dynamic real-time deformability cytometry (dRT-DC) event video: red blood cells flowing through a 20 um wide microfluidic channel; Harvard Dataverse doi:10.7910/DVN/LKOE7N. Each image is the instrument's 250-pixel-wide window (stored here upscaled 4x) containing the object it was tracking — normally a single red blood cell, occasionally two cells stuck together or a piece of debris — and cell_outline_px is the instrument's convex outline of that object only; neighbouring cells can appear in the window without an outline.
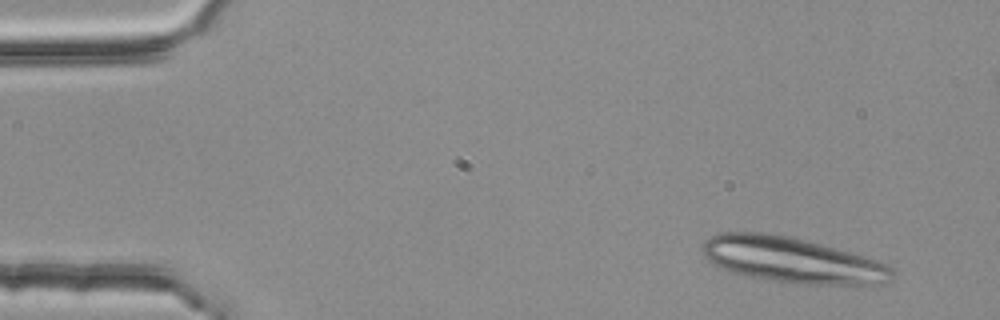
{"species": "common noctule bat (a hibernating species)", "species_latin": "Nyctalus noctula", "temperature_condition": "room temperature", "stored_images_in_passage": 5, "segment_of_instrument_passage": [1, 2], "camera_frame_rate_fps": 3000, "um_per_image_px": 0.085, "animal": {"sex": "female", "body_mass_g": 25.1}, "frame": {"image": 1, "passage_image": 1, "time_ms": 0.0, "image_size_px": [1000, 320], "cell_outline_px": [[892, 280], [880, 284], [804, 284], [744, 276], [728, 272], [720, 268], [708, 260], [704, 256], [704, 240], [720, 232], [764, 232], [792, 236], [876, 260], [892, 268]], "centroid_in_image_um": [67.26, 22.09], "position_along_channel_um": 17.7, "area_um2": 50.0}}